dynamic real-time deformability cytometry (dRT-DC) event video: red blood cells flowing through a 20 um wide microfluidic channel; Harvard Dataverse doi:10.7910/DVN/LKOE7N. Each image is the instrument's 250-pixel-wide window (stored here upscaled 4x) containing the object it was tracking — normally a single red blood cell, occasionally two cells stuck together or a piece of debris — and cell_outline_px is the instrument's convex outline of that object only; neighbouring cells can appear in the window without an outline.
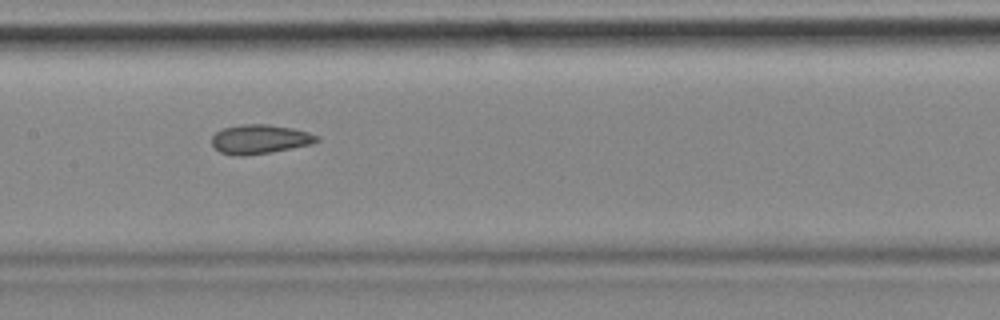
{"species": "common noctule bat (a hibernating species)", "species_latin": "Nyctalus noctula", "temperature_condition": "cold", "stored_images_in_passage": 9, "camera_frame_rate_fps": 3000, "um_per_image_px": 0.085, "animal": {"sex": "female", "body_mass_g": 18.4}, "frame": {"image": 1, "passage_image": 8, "time_ms": 2.333, "image_size_px": [1000, 320], "cell_outline_px": [[320, 140], [312, 144], [268, 152], [244, 156], [236, 156], [220, 152], [212, 144], [212, 136], [216, 132], [224, 128], [240, 124], [268, 124], [292, 128], [308, 132], [320, 136]], "centroid_in_image_um": [22.09, 11.82], "position_along_channel_um": 185.3, "area_um2": 17.8}}